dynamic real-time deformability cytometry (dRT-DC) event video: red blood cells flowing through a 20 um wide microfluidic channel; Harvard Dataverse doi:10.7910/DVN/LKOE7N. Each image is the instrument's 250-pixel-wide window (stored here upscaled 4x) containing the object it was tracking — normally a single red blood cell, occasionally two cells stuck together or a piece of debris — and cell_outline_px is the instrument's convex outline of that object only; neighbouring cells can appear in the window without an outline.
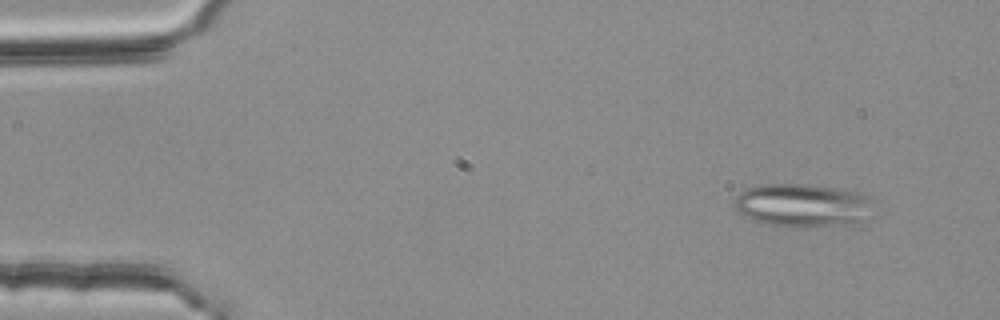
{"species": "common noctule bat (a hibernating species)", "species_latin": "Nyctalus noctula", "temperature_condition": "room temperature", "stored_images_in_passage": 4, "camera_frame_rate_fps": 3000, "um_per_image_px": 0.085, "animal": {"sex": "female", "body_mass_g": 25.1}, "frame": {"image": 1, "passage_image": 2, "time_ms": 0.333, "image_size_px": [1000, 320], "cell_outline_px": [[868, 196], [864, 220], [856, 224], [804, 228], [768, 224], [752, 220], [736, 212], [732, 204], [736, 196], [744, 188], [760, 184], [812, 184], [844, 188]], "centroid_in_image_um": [68.1, 17.44], "position_along_channel_um": 16.9, "area_um2": 35.37}}